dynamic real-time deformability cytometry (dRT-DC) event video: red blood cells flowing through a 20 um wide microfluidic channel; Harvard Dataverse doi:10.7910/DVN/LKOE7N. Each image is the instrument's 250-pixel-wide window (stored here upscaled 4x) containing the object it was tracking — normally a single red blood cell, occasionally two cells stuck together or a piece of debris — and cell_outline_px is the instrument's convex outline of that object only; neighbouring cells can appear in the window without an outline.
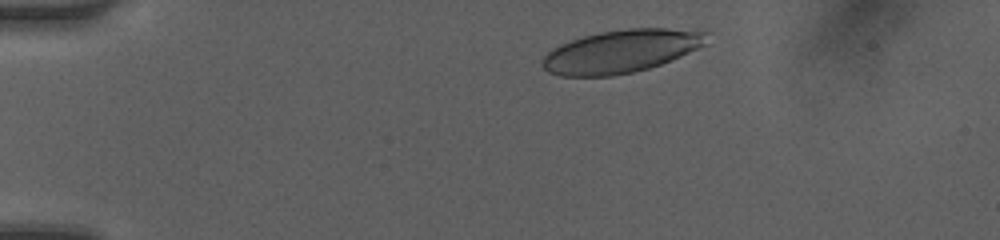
{"species": "human", "species_latin": "Homo sapiens", "temperature_condition": "room temperature", "stored_images_in_passage": 33, "camera_frame_rate_fps": 3000, "um_per_image_px": 0.085, "donor": {"sex": "female"}, "frame": {"image": 1, "passage_image": 1, "time_ms": 0.0, "image_size_px": [1000, 240], "cell_outline_px": [[708, 32], [704, 44], [672, 60], [648, 68], [632, 72], [612, 76], [560, 76], [548, 72], [540, 64], [540, 60], [548, 52], [560, 44], [584, 36], [600, 32], [628, 28], [668, 28]], "centroid_in_image_um": [52.74, 4.36], "position_along_channel_um": 32.3, "area_um2": 40.81}}
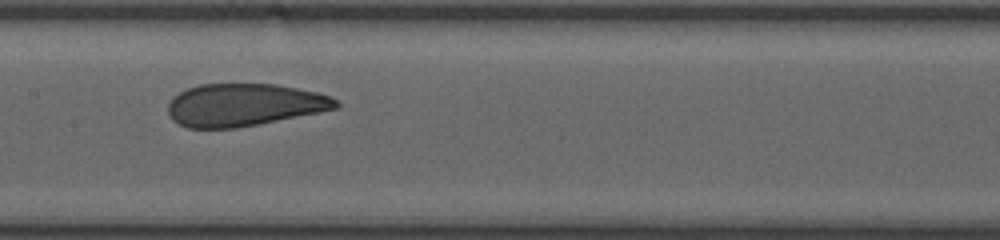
{"frame": {"image": 2, "passage_image": 17, "time_ms": 5.333, "image_size_px": [1000, 240], "cell_outline_px": [[340, 108], [320, 112], [236, 128], [188, 128], [172, 120], [168, 112], [168, 104], [172, 96], [188, 88], [200, 84], [276, 84], [316, 92], [332, 96], [340, 104]], "centroid_in_image_um": [20.75, 8.91], "position_along_channel_um": 186.7, "area_um2": 41.62}}
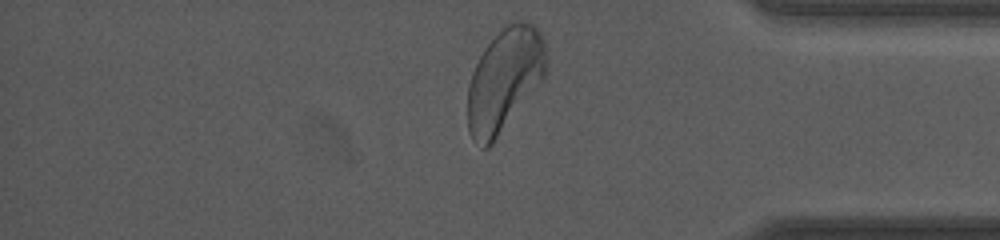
{"frame": {"image": 3, "passage_image": 33, "time_ms": 10.667, "image_size_px": [1000, 240], "cell_outline_px": [[548, 60], [544, 76], [492, 144], [488, 148], [484, 148], [472, 140], [468, 132], [468, 84], [472, 72], [484, 48], [512, 20], [520, 20], [532, 24], [540, 28], [544, 40]], "centroid_in_image_um": [42.88, 6.76], "position_along_channel_um": 392.3, "area_um2": 46.88}, "authors_computed_cell_mechanics": {"area_um2": 42.6564, "velocity_mm_per_s": 4.1695, "shape_relaxation_time_tau1_ms": 4.7159, "shape_relaxation_time_tau2_ms": 0.8141, "deformation_change_tau1": 0.1649, "deformation_change_tau2": 0.0759}}